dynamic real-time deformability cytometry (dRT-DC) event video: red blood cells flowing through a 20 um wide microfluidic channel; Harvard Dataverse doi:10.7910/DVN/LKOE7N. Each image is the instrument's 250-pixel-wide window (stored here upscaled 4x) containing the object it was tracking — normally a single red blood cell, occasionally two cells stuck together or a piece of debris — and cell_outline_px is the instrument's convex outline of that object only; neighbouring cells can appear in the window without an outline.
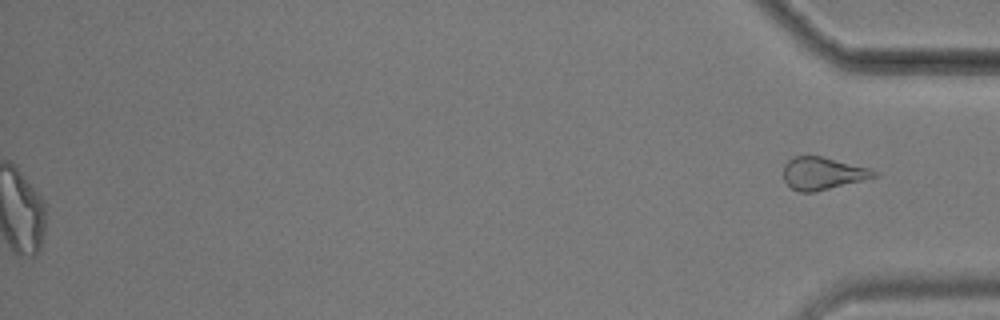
{"species": "common noctule bat (a hibernating species)", "species_latin": "Nyctalus noctula", "temperature_condition": "cold", "stored_images_in_passage": 47, "segment_of_instrument_passage": [2, 2], "camera_frame_rate_fps": 3000, "um_per_image_px": 0.085, "animal": {"sex": "male", "body_mass_g": 17.9}, "frame": {"image": 1, "passage_image": 47, "time_ms": 15.333, "image_size_px": [1000, 320], "cell_outline_px": [[880, 176], [864, 180], [812, 192], [800, 192], [792, 188], [784, 180], [784, 164], [792, 156], [820, 156], [868, 168], [876, 172]], "centroid_in_image_um": [69.91, 14.73], "position_along_channel_um": 365.3, "area_um2": 16.88}}